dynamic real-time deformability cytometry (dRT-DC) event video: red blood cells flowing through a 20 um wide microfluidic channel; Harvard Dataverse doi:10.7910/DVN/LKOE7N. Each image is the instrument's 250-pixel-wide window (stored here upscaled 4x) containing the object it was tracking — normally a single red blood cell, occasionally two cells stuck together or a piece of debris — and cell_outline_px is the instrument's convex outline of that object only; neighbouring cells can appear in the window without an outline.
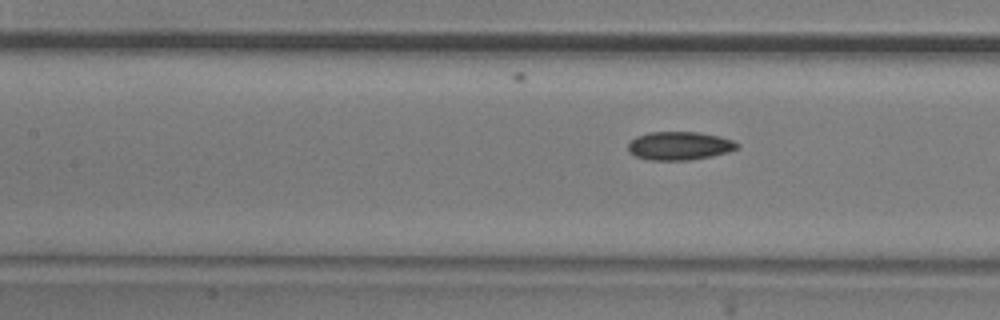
{"species": "common noctule bat (a hibernating species)", "species_latin": "Nyctalus noctula", "temperature_condition": "room temperature", "stored_images_in_passage": 7, "camera_frame_rate_fps": 3000, "um_per_image_px": 0.085, "animal": {"sex": "male", "body_mass_g": 20.5, "forearm_length_mm": 52.5}, "frame": {"image": 1, "passage_image": 7, "time_ms": 2.0, "image_size_px": [1000, 320], "cell_outline_px": [[740, 148], [728, 152], [712, 156], [688, 160], [648, 160], [636, 156], [628, 152], [628, 144], [636, 136], [648, 132], [700, 132], [720, 136], [732, 140], [740, 144]], "centroid_in_image_um": [57.77, 12.39], "position_along_channel_um": 149.6, "area_um2": 18.21}}